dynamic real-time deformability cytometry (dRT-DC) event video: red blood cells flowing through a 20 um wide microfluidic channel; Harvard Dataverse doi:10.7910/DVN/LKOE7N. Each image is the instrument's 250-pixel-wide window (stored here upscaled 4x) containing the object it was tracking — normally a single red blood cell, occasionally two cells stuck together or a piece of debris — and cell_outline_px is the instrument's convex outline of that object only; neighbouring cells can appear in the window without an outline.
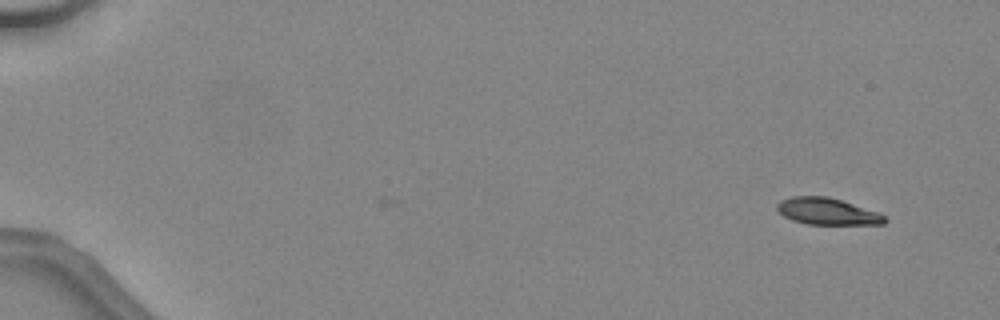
{"species": "common noctule bat (a hibernating species)", "species_latin": "Nyctalus noctula", "temperature_condition": "warm", "stored_images_in_passage": 7, "camera_frame_rate_fps": 3000, "um_per_image_px": 0.085, "animal": {"sex": "female", "body_mass_g": 24.6, "forearm_length_mm": 56.2}, "frame": {"image": 1, "passage_image": 1, "time_ms": 0.0, "image_size_px": [1000, 320], "cell_outline_px": [[888, 220], [884, 224], [808, 224], [792, 220], [784, 216], [776, 208], [776, 204], [780, 200], [792, 196], [828, 196], [876, 212], [884, 216]], "centroid_in_image_um": [70.27, 17.96], "position_along_channel_um": 14.7, "area_um2": 16.53}}